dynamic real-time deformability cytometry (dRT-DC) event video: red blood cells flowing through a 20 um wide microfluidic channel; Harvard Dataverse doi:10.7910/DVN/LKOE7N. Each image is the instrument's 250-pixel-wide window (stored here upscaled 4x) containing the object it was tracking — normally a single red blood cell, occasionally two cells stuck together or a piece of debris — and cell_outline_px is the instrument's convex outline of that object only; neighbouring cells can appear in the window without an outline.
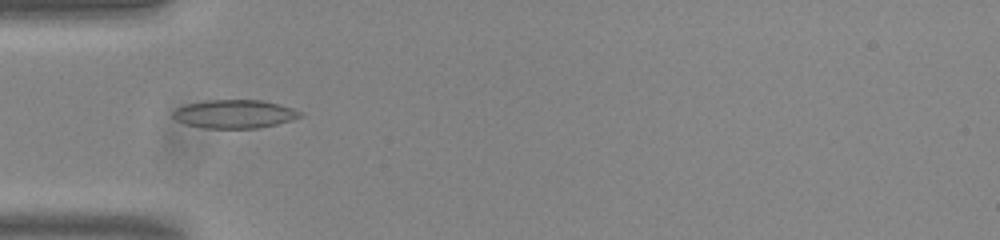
{"species": "common noctule bat (a hibernating species)", "species_latin": "Nyctalus noctula", "temperature_condition": "room temperature", "stored_images_in_passage": 30, "camera_frame_rate_fps": 3000, "um_per_image_px": 0.085, "animal": {"sex": "male", "body_mass_g": 20.0, "forearm_length_mm": 53.3}, "frame": {"image": 1, "passage_image": 2, "time_ms": 0.333, "image_size_px": [1000, 240], "cell_outline_px": [[304, 116], [292, 120], [276, 124], [256, 128], [204, 128], [184, 124], [176, 120], [172, 116], [172, 112], [176, 108], [184, 104], [204, 100], [260, 100], [292, 108], [304, 112]], "centroid_in_image_um": [19.9, 9.69], "position_along_channel_um": 65.1, "area_um2": 21.21}}
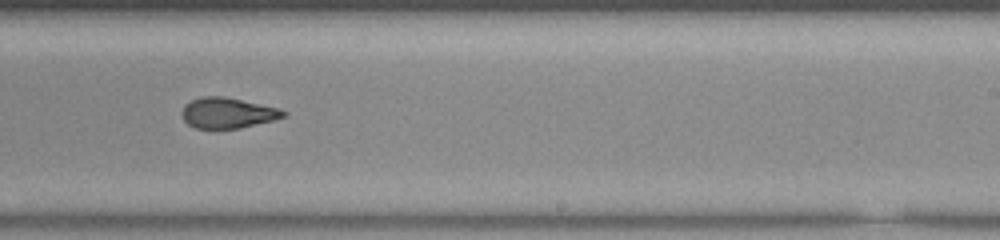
{"frame": {"image": 2, "passage_image": 18, "time_ms": 5.667, "image_size_px": [1000, 240], "cell_outline_px": [[288, 116], [240, 128], [196, 128], [188, 124], [184, 120], [180, 112], [184, 104], [192, 100], [204, 96], [224, 96], [280, 108], [288, 112]], "centroid_in_image_um": [19.36, 9.59], "position_along_channel_um": 269.6, "area_um2": 18.15}}
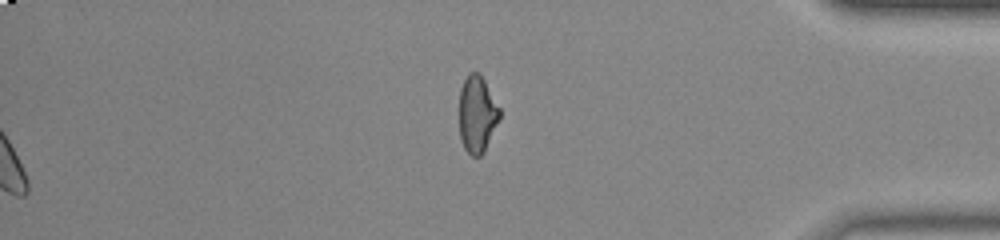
{"frame": {"image": 3, "passage_image": 30, "time_ms": 9.667, "image_size_px": [1000, 240], "cell_outline_px": [[500, 116], [484, 152], [480, 156], [472, 156], [464, 148], [460, 140], [460, 88], [468, 72], [480, 72], [500, 108]], "centroid_in_image_um": [40.55, 9.68], "position_along_channel_um": 394.7, "area_um2": 18.03}, "authors_computed_cell_mechanics": {"area_um2": 18.6694, "velocity_mm_per_s": 3.85, "shape_relaxation_time_tau1_ms": null, "shape_relaxation_time_tau2_ms": 1.2812, "deformation_change_tau1": null, "deformation_change_tau2": 0.0759}}